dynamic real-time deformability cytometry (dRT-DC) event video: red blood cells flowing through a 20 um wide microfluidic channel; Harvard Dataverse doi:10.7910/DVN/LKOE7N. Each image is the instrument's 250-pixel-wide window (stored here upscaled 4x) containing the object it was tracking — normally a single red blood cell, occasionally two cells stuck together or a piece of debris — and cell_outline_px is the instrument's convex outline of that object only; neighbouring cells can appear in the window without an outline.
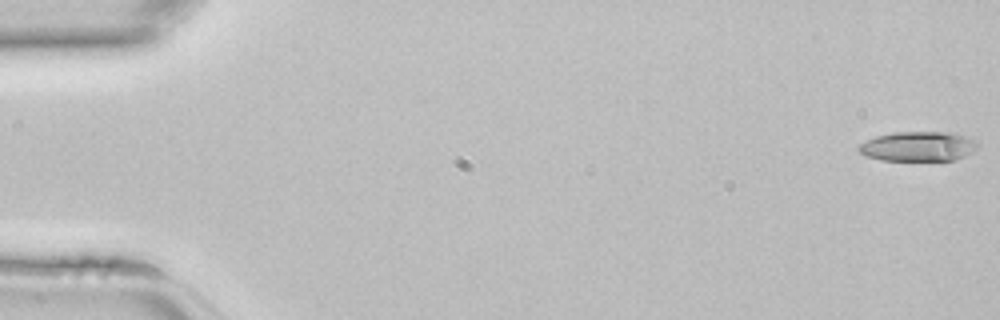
{"species": "common noctule bat (a hibernating species)", "species_latin": "Nyctalus noctula", "temperature_condition": "room temperature", "stored_images_in_passage": 14, "camera_frame_rate_fps": 3000, "um_per_image_px": 0.085, "animal": {"sex": "female", "body_mass_g": 22.7, "forearm_length_mm": 54.2}, "frame": {"image": 1, "passage_image": 1, "time_ms": 0.0, "image_size_px": [1000, 320], "cell_outline_px": [[980, 144], [976, 148], [964, 156], [956, 160], [880, 160], [864, 156], [856, 148], [860, 144], [876, 136], [896, 132], [952, 132], [976, 140]], "centroid_in_image_um": [78.04, 12.44], "position_along_channel_um": 7.0, "area_um2": 20.58}}
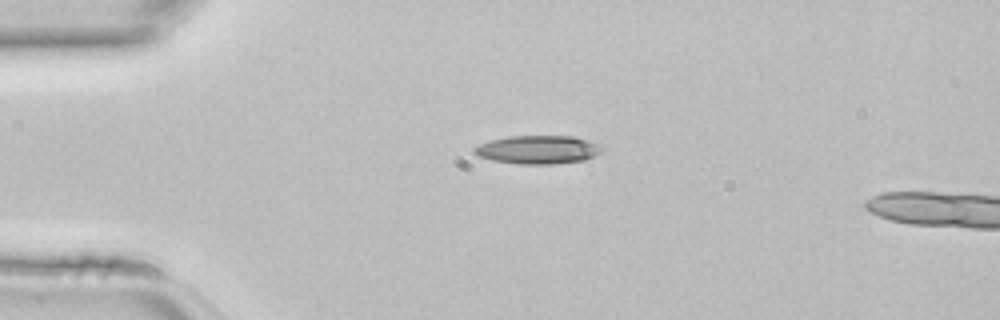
{"frame": {"image": 2, "passage_image": 11, "time_ms": 3.333, "image_size_px": [1000, 320], "cell_outline_px": [[604, 148], [600, 152], [584, 160], [556, 164], [520, 164], [492, 160], [480, 156], [472, 152], [472, 148], [480, 144], [492, 140], [508, 136], [572, 136], [600, 144]], "centroid_in_image_um": [45.72, 12.72], "position_along_channel_um": 39.3, "area_um2": 21.04}}